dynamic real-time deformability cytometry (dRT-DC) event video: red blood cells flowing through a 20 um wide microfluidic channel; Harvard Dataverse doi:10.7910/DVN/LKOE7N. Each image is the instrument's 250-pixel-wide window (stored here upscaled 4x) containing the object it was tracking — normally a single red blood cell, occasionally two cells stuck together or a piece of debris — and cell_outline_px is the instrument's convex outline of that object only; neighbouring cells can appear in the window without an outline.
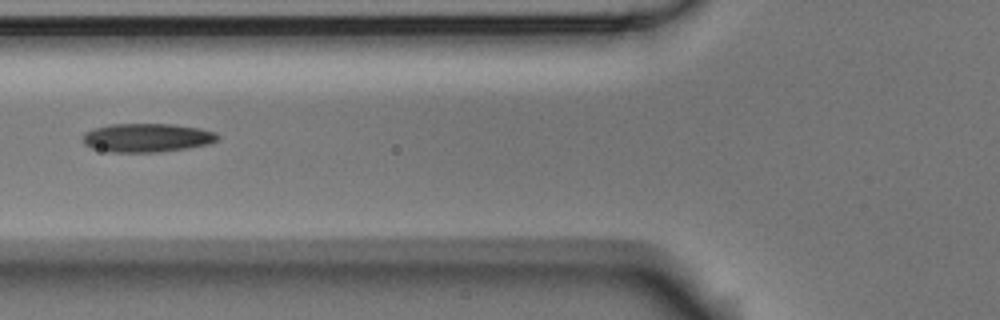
{"species": "Egyptian fruit bat (a non-hibernating species)", "species_latin": "Rousettus aegyptiacus", "temperature_condition": "room temperature", "stored_images_in_passage": 3, "camera_frame_rate_fps": 3000, "um_per_image_px": 0.085, "animal": {"sex": "male"}, "frame": {"image": 1, "passage_image": 3, "time_ms": 0.667, "image_size_px": [1000, 320], "cell_outline_px": [[220, 140], [208, 144], [188, 148], [160, 152], [108, 152], [92, 148], [84, 144], [84, 132], [92, 128], [108, 124], [172, 124], [200, 128], [216, 132], [220, 136]], "centroid_in_image_um": [12.51, 11.7], "position_along_channel_um": 113.3, "area_um2": 22.83}}